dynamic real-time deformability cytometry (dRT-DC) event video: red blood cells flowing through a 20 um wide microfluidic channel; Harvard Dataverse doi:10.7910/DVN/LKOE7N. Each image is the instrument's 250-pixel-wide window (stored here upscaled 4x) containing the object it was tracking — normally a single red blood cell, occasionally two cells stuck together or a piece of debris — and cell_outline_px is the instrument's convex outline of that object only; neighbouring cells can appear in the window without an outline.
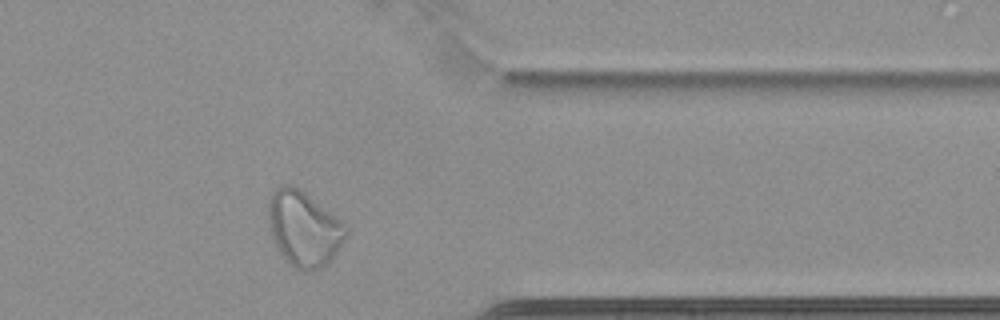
{"species": "common noctule bat (a hibernating species)", "species_latin": "Nyctalus noctula", "temperature_condition": "cold", "stored_images_in_passage": 49, "camera_frame_rate_fps": 3000, "um_per_image_px": 0.085, "animal": {"sex": "female", "body_mass_g": 22.7, "forearm_length_mm": 54.2}, "frame": {"image": 1, "passage_image": 42, "time_ms": 13.667, "image_size_px": [1000, 320], "cell_outline_px": [[348, 236], [332, 260], [328, 264], [312, 272], [304, 272], [296, 268], [284, 260], [276, 244], [268, 224], [268, 200], [272, 192], [280, 184], [292, 184], [300, 188], [344, 224], [348, 228]], "centroid_in_image_um": [25.83, 19.45], "position_along_channel_um": 385.6, "area_um2": 34.28}}